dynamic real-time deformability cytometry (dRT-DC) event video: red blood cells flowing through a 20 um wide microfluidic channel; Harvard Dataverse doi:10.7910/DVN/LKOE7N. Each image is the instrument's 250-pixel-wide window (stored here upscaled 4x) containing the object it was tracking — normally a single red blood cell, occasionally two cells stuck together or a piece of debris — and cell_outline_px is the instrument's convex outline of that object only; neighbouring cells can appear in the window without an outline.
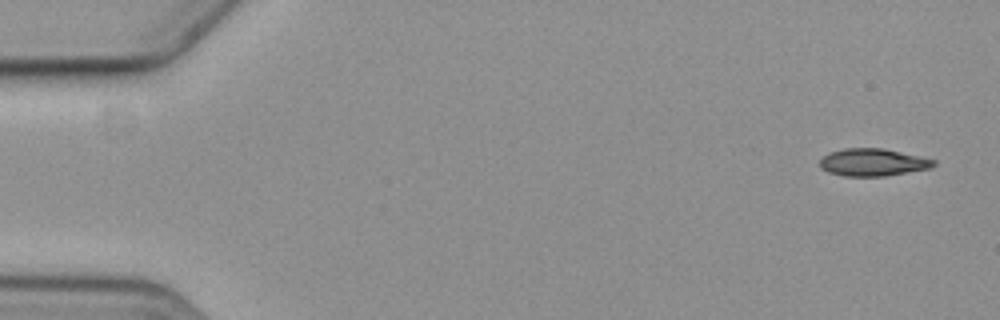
{"species": "common noctule bat (a hibernating species)", "species_latin": "Nyctalus noctula", "temperature_condition": "cold", "stored_images_in_passage": 6, "camera_frame_rate_fps": 3000, "um_per_image_px": 0.085, "animal": {"sex": "female", "body_mass_g": 19.3, "forearm_length_mm": 54.1}, "frame": {"image": 1, "passage_image": 1, "time_ms": 0.0, "image_size_px": [1000, 320], "cell_outline_px": [[936, 164], [932, 168], [884, 176], [844, 176], [828, 172], [820, 168], [820, 160], [828, 152], [844, 148], [884, 148], [936, 160]], "centroid_in_image_um": [74.18, 13.79], "position_along_channel_um": 10.8, "area_um2": 18.26}}
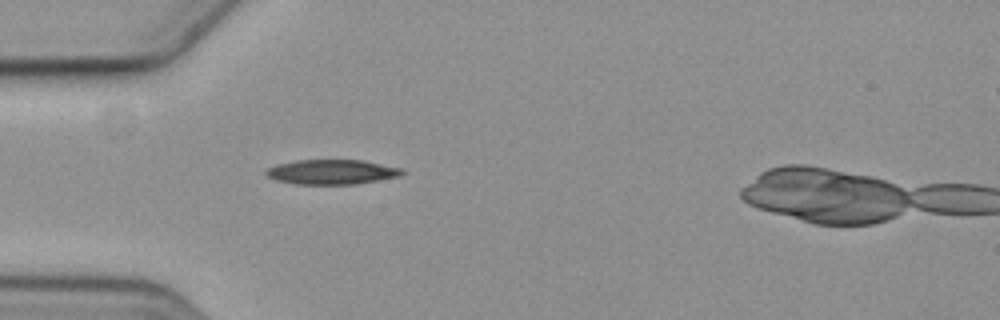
{"frame": {"image": 2, "passage_image": 5, "time_ms": 5.0, "image_size_px": [1000, 320], "cell_outline_px": [[408, 172], [400, 176], [352, 184], [296, 184], [276, 180], [268, 176], [264, 172], [268, 168], [276, 164], [296, 160], [364, 160], [404, 168]], "centroid_in_image_um": [28.24, 14.6], "position_along_channel_um": 56.8, "area_um2": 19.71}}